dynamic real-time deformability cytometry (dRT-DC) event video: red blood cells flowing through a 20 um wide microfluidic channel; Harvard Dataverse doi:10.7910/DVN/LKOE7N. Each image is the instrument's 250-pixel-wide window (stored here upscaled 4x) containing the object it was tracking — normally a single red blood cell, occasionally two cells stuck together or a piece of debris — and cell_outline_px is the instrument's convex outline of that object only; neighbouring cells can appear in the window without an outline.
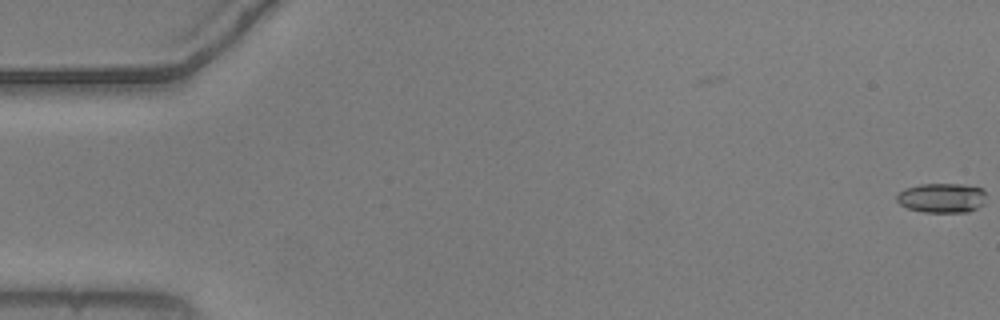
{"species": "common noctule bat (a hibernating species)", "species_latin": "Nyctalus noctula", "temperature_condition": "warm", "stored_images_in_passage": 4, "camera_frame_rate_fps": 3000, "um_per_image_px": 0.085, "animal": {"sex": "male", "body_mass_g": 20.5, "forearm_length_mm": 52.5}, "frame": {"image": 1, "passage_image": 4, "time_ms": 1.0, "image_size_px": [1000, 320], "cell_outline_px": [[984, 204], [968, 212], [924, 212], [908, 208], [900, 204], [896, 200], [896, 196], [904, 188], [920, 184], [960, 184], [984, 188]], "centroid_in_image_um": [80.05, 16.81], "position_along_channel_um": 5.0, "area_um2": 15.43}}